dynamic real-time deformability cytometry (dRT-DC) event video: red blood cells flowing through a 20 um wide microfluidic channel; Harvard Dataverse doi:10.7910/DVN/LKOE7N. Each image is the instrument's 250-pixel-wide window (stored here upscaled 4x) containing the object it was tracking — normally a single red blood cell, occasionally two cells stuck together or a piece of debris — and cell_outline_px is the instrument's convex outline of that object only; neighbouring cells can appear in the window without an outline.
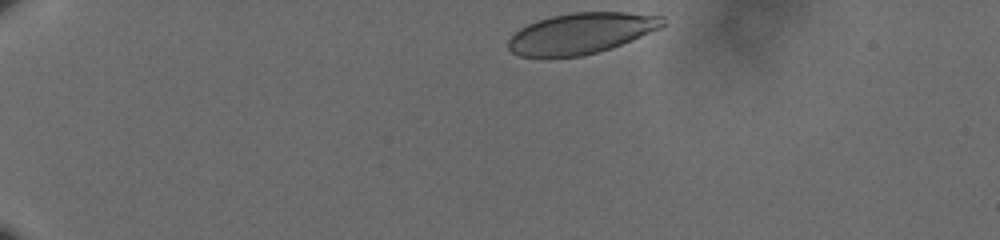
{"species": "human", "species_latin": "Homo sapiens", "temperature_condition": "cold", "stored_images_in_passage": 41, "camera_frame_rate_fps": 3000, "um_per_image_px": 0.085, "donor": {"sex": "male"}, "frame": {"image": 1, "passage_image": 1, "time_ms": 0.0, "image_size_px": [1000, 240], "cell_outline_px": [[668, 24], [660, 28], [612, 48], [580, 56], [520, 56], [512, 52], [508, 48], [508, 40], [520, 28], [536, 20], [552, 16], [572, 12], [624, 12], [664, 16]], "centroid_in_image_um": [49.43, 2.81], "position_along_channel_um": 35.6, "area_um2": 36.59}}
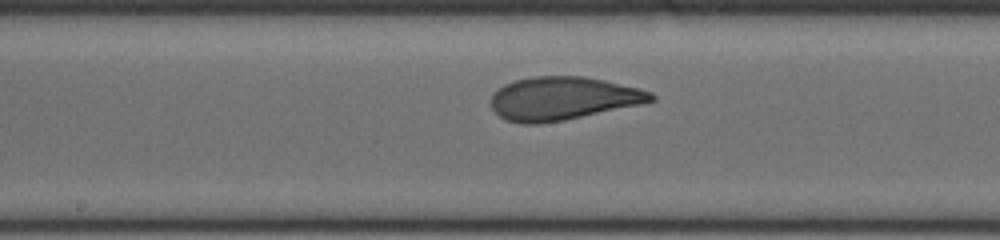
{"frame": {"image": 2, "passage_image": 22, "time_ms": 7.0, "image_size_px": [1000, 240], "cell_outline_px": [[656, 100], [640, 104], [564, 120], [540, 124], [524, 124], [504, 120], [492, 108], [492, 92], [504, 84], [516, 80], [536, 76], [584, 76], [604, 80], [640, 88], [652, 92], [656, 96]], "centroid_in_image_um": [47.84, 8.36], "position_along_channel_um": 200.4, "area_um2": 40.29}}
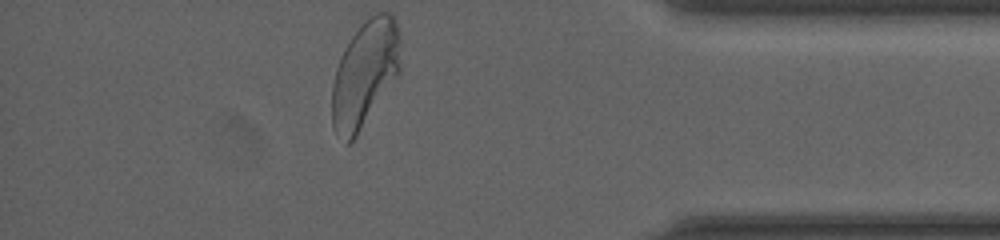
{"frame": {"image": 3, "passage_image": 41, "time_ms": 13.333, "image_size_px": [1000, 240], "cell_outline_px": [[400, 72], [356, 136], [348, 144], [344, 144], [336, 132], [332, 124], [332, 84], [336, 68], [340, 56], [344, 48], [368, 12], [388, 12], [396, 20], [400, 36]], "centroid_in_image_um": [31.01, 6.21], "position_along_channel_um": 404.2, "area_um2": 42.83}, "authors_computed_cell_mechanics": {"area_um2": 39.8242, "velocity_mm_per_s": 3.5832, "shape_relaxation_time_tau1_ms": 3.4935, "shape_relaxation_time_tau2_ms": 0.6551, "deformation_change_tau1": 0.1594, "deformation_change_tau2": 0.0643}}